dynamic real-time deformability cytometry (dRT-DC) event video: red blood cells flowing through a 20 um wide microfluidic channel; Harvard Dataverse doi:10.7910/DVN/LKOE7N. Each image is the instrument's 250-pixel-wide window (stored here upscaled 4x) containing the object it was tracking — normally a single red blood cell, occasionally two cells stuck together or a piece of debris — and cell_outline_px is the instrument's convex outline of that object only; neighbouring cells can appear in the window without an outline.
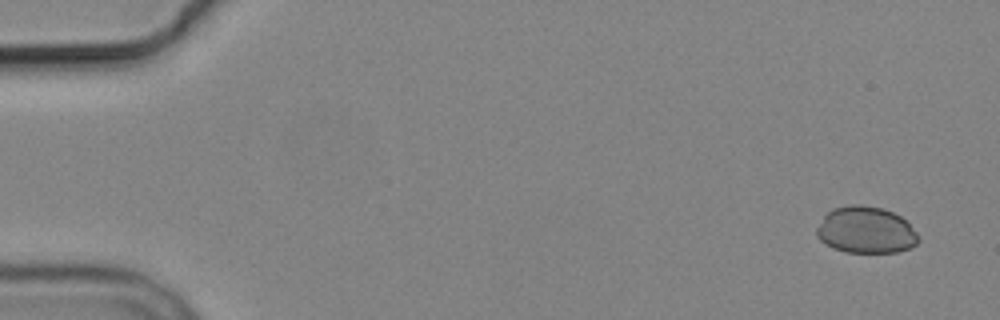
{"species": "common noctule bat (a hibernating species)", "species_latin": "Nyctalus noctula", "temperature_condition": "cold", "stored_images_in_passage": 5, "camera_frame_rate_fps": 3000, "um_per_image_px": 0.085, "animal": {"sex": "male", "body_mass_g": 19.2, "forearm_length_mm": 51.8}, "frame": {"image": 1, "passage_image": 1, "time_ms": 0.0, "image_size_px": [1000, 320], "cell_outline_px": [[920, 240], [912, 248], [896, 252], [844, 252], [832, 248], [820, 240], [816, 236], [816, 228], [824, 216], [832, 208], [852, 204], [860, 204], [880, 208], [892, 212], [900, 216], [916, 232]], "centroid_in_image_um": [73.57, 19.56], "position_along_channel_um": 11.4, "area_um2": 27.69}}